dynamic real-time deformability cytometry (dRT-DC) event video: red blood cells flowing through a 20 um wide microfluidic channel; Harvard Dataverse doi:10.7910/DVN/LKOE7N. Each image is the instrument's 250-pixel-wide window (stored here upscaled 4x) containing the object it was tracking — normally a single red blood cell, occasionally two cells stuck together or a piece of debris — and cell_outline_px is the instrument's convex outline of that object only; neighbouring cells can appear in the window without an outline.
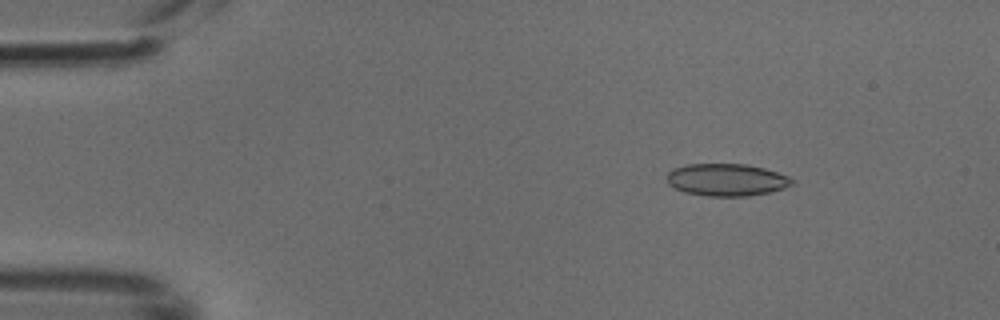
{"species": "common noctule bat (a hibernating species)", "species_latin": "Nyctalus noctula", "temperature_condition": "cold", "stored_images_in_passage": 44, "camera_frame_rate_fps": 3000, "um_per_image_px": 0.085, "animal": {"sex": "male", "body_mass_g": 18.8}, "frame": {"image": 1, "passage_image": 2, "time_ms": 0.333, "image_size_px": [1000, 320], "cell_outline_px": [[796, 180], [792, 184], [784, 188], [768, 192], [748, 196], [704, 196], [684, 192], [668, 184], [668, 172], [672, 168], [688, 164], [748, 164], [764, 168], [788, 176]], "centroid_in_image_um": [61.76, 15.28], "position_along_channel_um": 23.2, "area_um2": 23.58}}
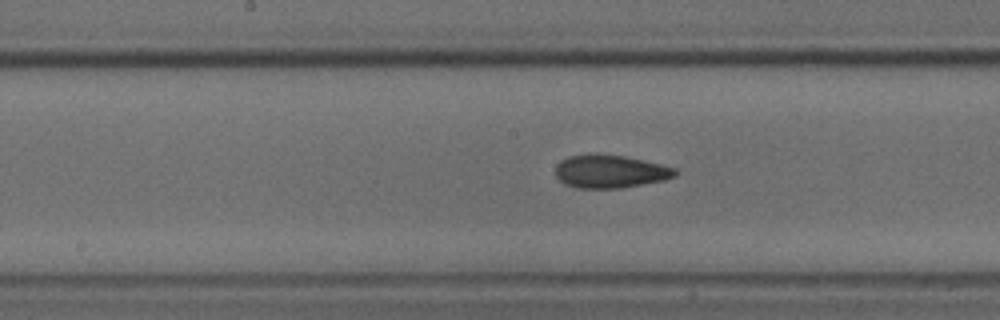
{"frame": {"image": 2, "passage_image": 20, "time_ms": 6.333, "image_size_px": [1000, 320], "cell_outline_px": [[676, 176], [664, 180], [620, 188], [576, 188], [564, 184], [556, 176], [556, 164], [560, 160], [568, 156], [588, 152], [596, 152], [624, 156], [660, 164], [676, 168]], "centroid_in_image_um": [51.81, 14.55], "position_along_channel_um": 196.4, "area_um2": 23.41}}
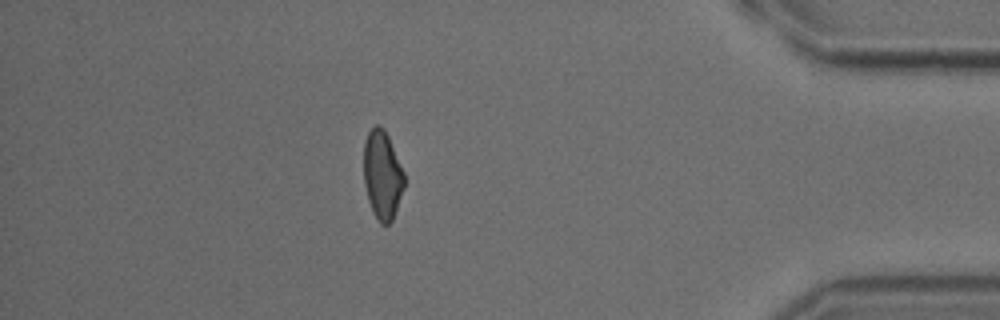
{"frame": {"image": 3, "passage_image": 38, "time_ms": 12.333, "image_size_px": [1000, 320], "cell_outline_px": [[404, 188], [392, 220], [388, 224], [380, 224], [372, 212], [368, 200], [364, 184], [364, 140], [368, 132], [376, 124], [380, 124], [384, 128], [388, 136], [404, 172]], "centroid_in_image_um": [32.49, 14.86], "position_along_channel_um": 402.7, "area_um2": 20.98}}